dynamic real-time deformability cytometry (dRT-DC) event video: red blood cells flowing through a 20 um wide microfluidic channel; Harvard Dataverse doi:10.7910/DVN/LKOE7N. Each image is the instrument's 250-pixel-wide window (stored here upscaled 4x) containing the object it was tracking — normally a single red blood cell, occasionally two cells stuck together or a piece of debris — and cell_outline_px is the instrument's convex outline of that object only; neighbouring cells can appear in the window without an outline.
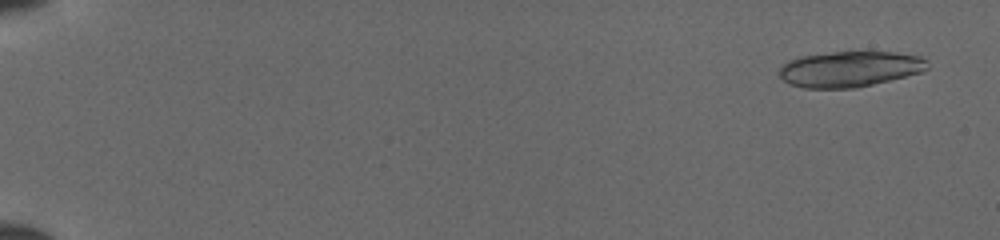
{"species": "common noctule bat (a hibernating species)", "species_latin": "Nyctalus noctula", "temperature_condition": "cold", "stored_images_in_passage": 21, "camera_frame_rate_fps": 3000, "um_per_image_px": 0.085, "animal": {"sex": "female", "body_mass_g": 19.5, "forearm_length_mm": 54.1}, "frame": {"image": 1, "passage_image": 3, "time_ms": 0.667, "image_size_px": [1000, 240], "cell_outline_px": [[928, 68], [920, 72], [856, 88], [804, 88], [792, 84], [784, 80], [780, 76], [780, 68], [788, 60], [800, 56], [832, 52], [896, 52], [920, 56], [928, 60]], "centroid_in_image_um": [72.23, 5.86], "position_along_channel_um": 12.8, "area_um2": 30.58}}